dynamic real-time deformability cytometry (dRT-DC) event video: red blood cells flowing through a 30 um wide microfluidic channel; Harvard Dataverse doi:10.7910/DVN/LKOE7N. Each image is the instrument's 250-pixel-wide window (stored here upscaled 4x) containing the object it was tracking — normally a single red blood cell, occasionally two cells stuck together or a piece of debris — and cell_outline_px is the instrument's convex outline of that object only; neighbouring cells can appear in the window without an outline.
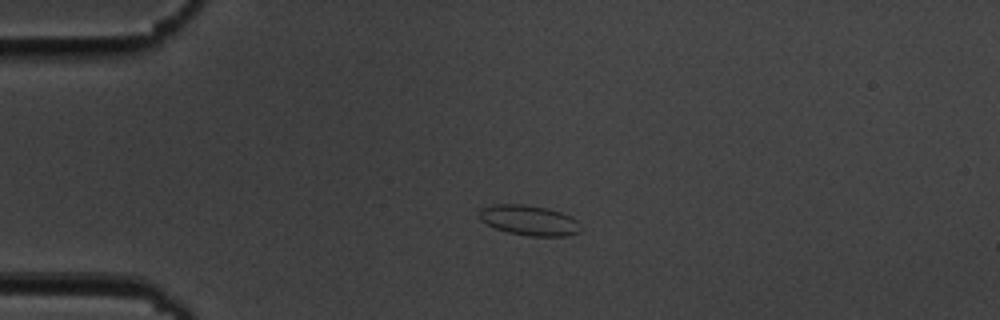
{"species": "common noctule bat (a hibernating species)", "species_latin": "Nyctalus noctula", "temperature_condition": "cold", "stored_images_in_passage": 43, "camera_frame_rate_fps": 3000, "um_per_image_px": 0.085, "animal": {"sex": "male", "body_mass_g": 19.5, "forearm_length_mm": 54.6}, "frame": {"image": 1, "passage_image": 1, "time_ms": 0.0, "image_size_px": [1000, 320], "cell_outline_px": [[580, 232], [568, 236], [528, 236], [508, 232], [496, 228], [480, 220], [480, 208], [492, 204], [524, 204], [548, 208], [572, 216], [576, 220], [580, 228]], "centroid_in_image_um": [44.98, 18.72], "position_along_channel_um": 40.0, "area_um2": 17.86}}
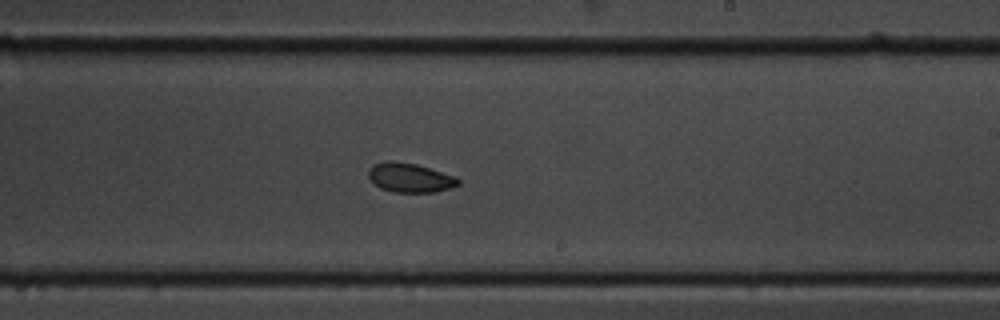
{"frame": {"image": 2, "passage_image": 21, "time_ms": 6.667, "image_size_px": [1000, 320], "cell_outline_px": [[460, 184], [436, 192], [396, 192], [380, 188], [368, 176], [368, 168], [372, 164], [384, 160], [392, 160], [416, 164], [456, 176], [460, 180]], "centroid_in_image_um": [34.83, 15.08], "position_along_channel_um": 254.2, "area_um2": 15.37}}
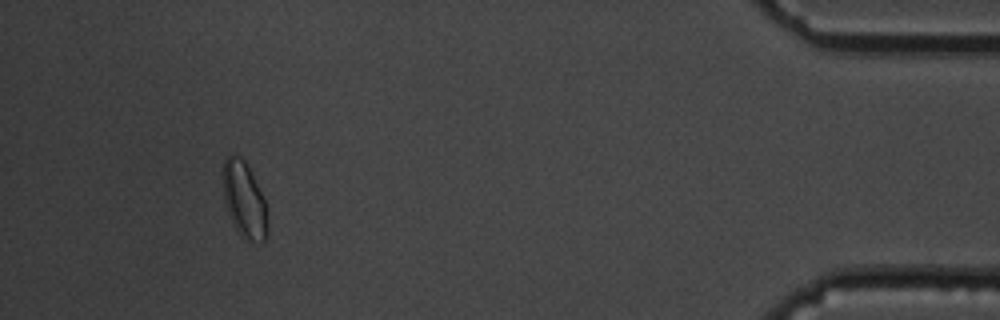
{"frame": {"image": 3, "passage_image": 39, "time_ms": 12.667, "image_size_px": [1000, 320], "cell_outline_px": [[268, 232], [264, 240], [248, 240], [240, 236], [232, 224], [224, 200], [224, 160], [232, 152], [244, 160], [264, 200], [268, 228]], "centroid_in_image_um": [20.74, 17.01], "position_along_channel_um": 414.5, "area_um2": 19.13}, "authors_computed_cell_mechanics": {"area_um2": 16.1262, "velocity_mm_per_s": 3.6752, "shape_relaxation_time_tau1_ms": 9.1147, "shape_relaxation_time_tau2_ms": 2.8377, "deformation_change_tau1": 0.1139, "deformation_change_tau2": 0.0465}}